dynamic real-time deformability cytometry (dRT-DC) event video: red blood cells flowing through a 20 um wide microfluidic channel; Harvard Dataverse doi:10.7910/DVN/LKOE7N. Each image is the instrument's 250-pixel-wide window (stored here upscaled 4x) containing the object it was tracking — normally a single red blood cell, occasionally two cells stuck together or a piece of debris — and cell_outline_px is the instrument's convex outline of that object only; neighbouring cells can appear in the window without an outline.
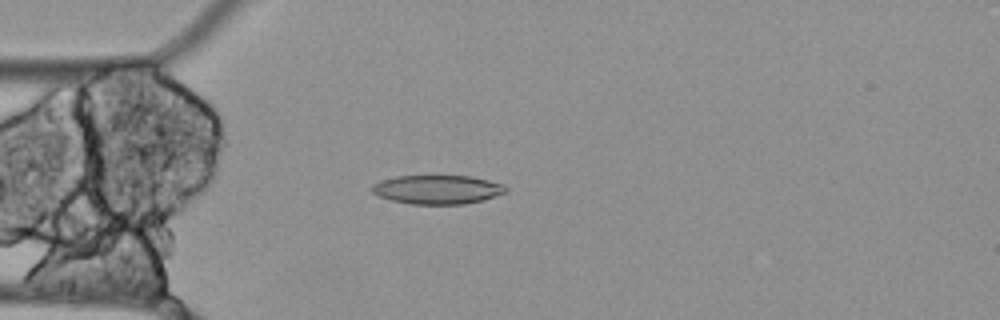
{"species": "Egyptian fruit bat (a non-hibernating species)", "species_latin": "Rousettus aegyptiacus", "temperature_condition": "cold", "stored_images_in_passage": 56, "camera_frame_rate_fps": 3000, "um_per_image_px": 0.085, "animal": {"sex": "female"}, "frame": {"image": 1, "passage_image": 15, "time_ms": 4.667, "image_size_px": [1000, 320], "cell_outline_px": [[508, 188], [504, 192], [484, 200], [464, 204], [412, 204], [392, 200], [380, 196], [372, 192], [372, 184], [396, 176], [472, 176], [504, 184]], "centroid_in_image_um": [37.21, 16.11], "position_along_channel_um": 47.8, "area_um2": 22.37}}
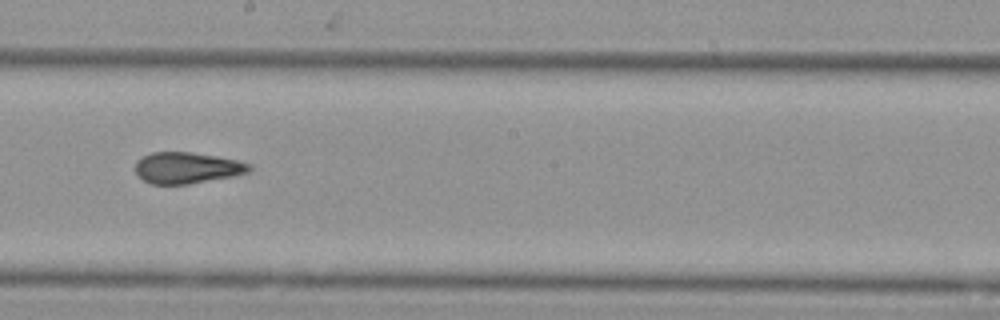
{"frame": {"image": 2, "passage_image": 31, "time_ms": 10.0, "image_size_px": [1000, 320], "cell_outline_px": [[252, 168], [248, 172], [232, 176], [188, 184], [152, 184], [144, 180], [136, 172], [136, 160], [152, 152], [192, 152], [216, 156], [236, 160], [252, 164]], "centroid_in_image_um": [15.9, 14.26], "position_along_channel_um": 232.3, "area_um2": 20.58}}
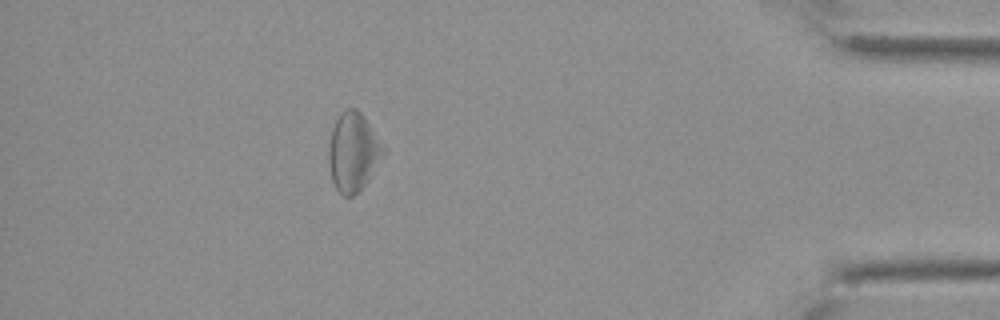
{"frame": {"image": 3, "passage_image": 50, "time_ms": 16.333, "image_size_px": [1000, 320], "cell_outline_px": [[384, 152], [364, 184], [352, 196], [344, 196], [336, 188], [332, 180], [328, 160], [328, 148], [332, 128], [340, 112], [348, 108], [356, 108], [364, 116], [384, 144]], "centroid_in_image_um": [29.99, 12.86], "position_along_channel_um": 405.2, "area_um2": 24.62}, "authors_computed_cell_mechanics": {"area_um2": 23.0333, "velocity_mm_per_s": 3.4717, "shape_relaxation_time_tau1_ms": null, "shape_relaxation_time_tau2_ms": 7.7005, "deformation_change_tau1": null, "deformation_change_tau2": 0.1987}}